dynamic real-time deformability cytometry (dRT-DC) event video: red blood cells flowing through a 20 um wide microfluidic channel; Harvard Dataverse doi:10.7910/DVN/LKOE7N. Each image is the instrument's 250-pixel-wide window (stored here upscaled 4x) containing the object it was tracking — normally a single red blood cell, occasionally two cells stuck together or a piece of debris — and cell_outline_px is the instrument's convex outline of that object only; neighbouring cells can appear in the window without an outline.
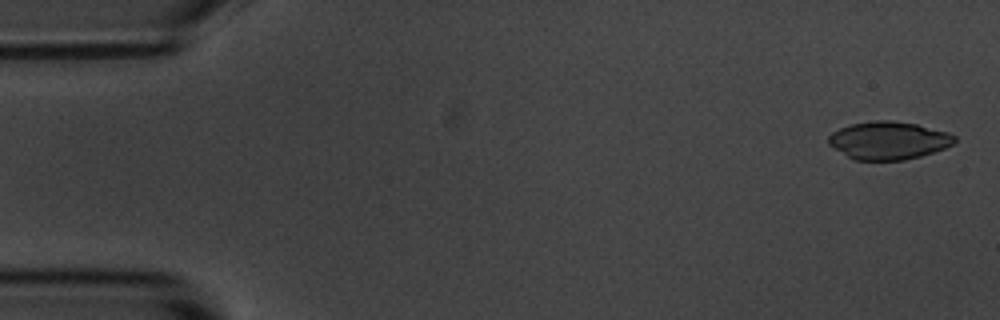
{"species": "common noctule bat (a hibernating species)", "species_latin": "Nyctalus noctula", "temperature_condition": "room temperature", "stored_images_in_passage": 6, "camera_frame_rate_fps": 3000, "um_per_image_px": 0.085, "animal": {"sex": "male", "body_mass_g": 20.1, "forearm_length_mm": 53.5}, "frame": {"image": 1, "passage_image": 1, "time_ms": 0.0, "image_size_px": [1000, 320], "cell_outline_px": [[956, 140], [952, 144], [944, 148], [920, 156], [904, 160], [856, 160], [848, 156], [828, 144], [828, 136], [832, 132], [840, 128], [852, 124], [872, 120], [892, 120], [916, 124], [948, 132], [956, 136]], "centroid_in_image_um": [75.52, 11.93], "position_along_channel_um": 9.5, "area_um2": 27.69}}